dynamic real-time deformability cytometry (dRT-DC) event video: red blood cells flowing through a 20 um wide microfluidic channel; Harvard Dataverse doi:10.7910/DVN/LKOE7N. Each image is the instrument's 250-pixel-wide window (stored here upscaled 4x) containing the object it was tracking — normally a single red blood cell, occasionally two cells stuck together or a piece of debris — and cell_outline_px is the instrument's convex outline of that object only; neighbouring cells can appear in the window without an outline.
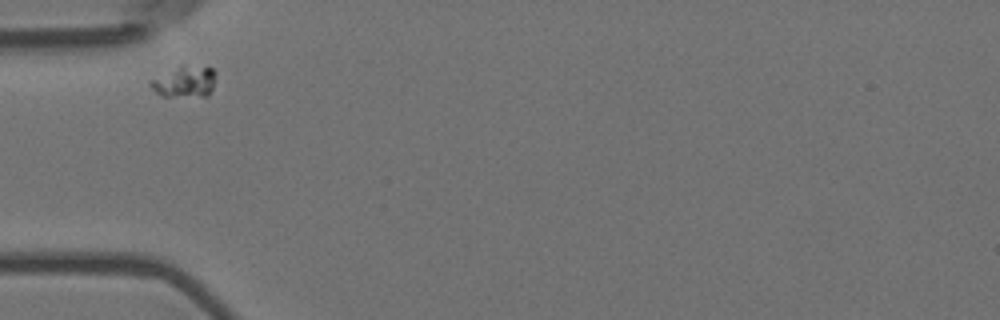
{"species": "Egyptian fruit bat (a non-hibernating species)", "species_latin": "Rousettus aegyptiacus", "temperature_condition": "room temperature", "stored_images_in_passage": 5, "camera_frame_rate_fps": 3000, "um_per_image_px": 0.085, "animal": {"sex": "female"}, "frame": {"image": 1, "passage_image": 1, "time_ms": 0.0, "image_size_px": [1000, 320], "cell_outline_px": [[216, 72], [212, 88], [208, 96], [160, 96], [148, 84], [148, 80], [180, 64], [208, 64]], "centroid_in_image_um": [15.7, 6.88], "position_along_channel_um": 69.3, "area_um2": 12.54}}
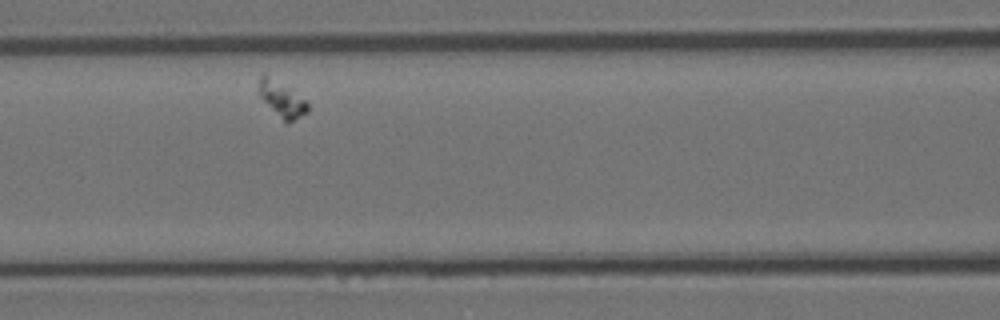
{"frame": {"image": 2, "passage_image": 3, "time_ms": 0.667, "image_size_px": [1000, 320], "cell_outline_px": [[308, 112], [284, 124], [256, 92], [256, 88], [260, 76], [264, 72], [292, 88], [308, 104]], "centroid_in_image_um": [23.89, 8.38], "position_along_channel_um": 142.7, "area_um2": 10.52}}
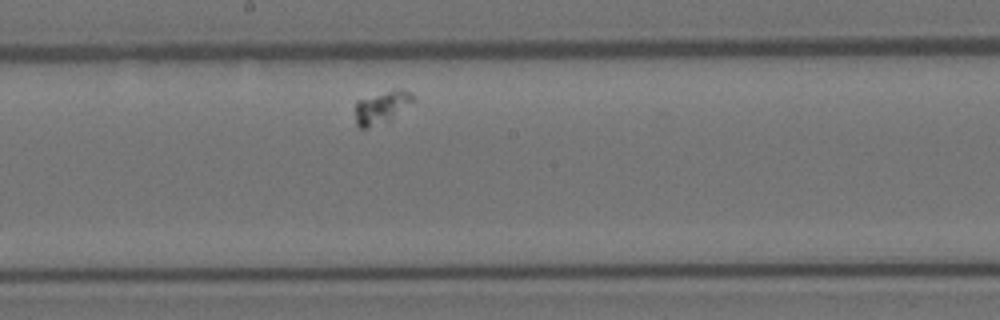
{"frame": {"image": 3, "passage_image": 5, "time_ms": 1.333, "image_size_px": [1000, 320], "cell_outline_px": [[416, 100], [388, 120], [368, 128], [360, 128], [356, 124], [356, 100], [400, 88], [416, 96]], "centroid_in_image_um": [32.45, 9.11], "position_along_channel_um": 215.8, "area_um2": 10.69}}